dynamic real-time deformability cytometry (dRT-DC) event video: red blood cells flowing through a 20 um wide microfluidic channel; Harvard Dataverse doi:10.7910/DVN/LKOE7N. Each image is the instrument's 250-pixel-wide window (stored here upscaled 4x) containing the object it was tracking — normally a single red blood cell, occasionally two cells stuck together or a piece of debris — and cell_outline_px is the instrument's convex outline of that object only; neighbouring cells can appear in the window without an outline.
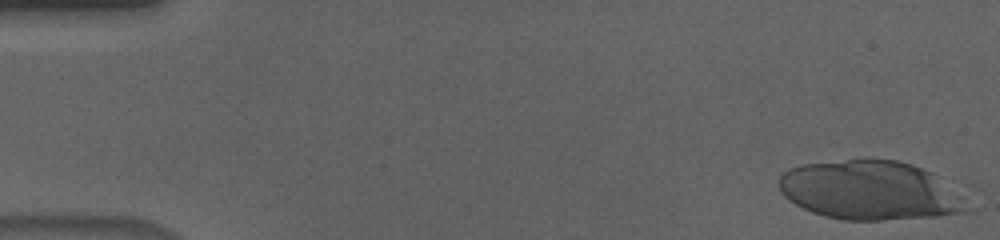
{"species": "human", "species_latin": "Homo sapiens", "temperature_condition": "cold", "stored_images_in_passage": 20, "camera_frame_rate_fps": 3000, "um_per_image_px": 0.085, "donor": {"sex": "male"}, "frame": {"image": 1, "passage_image": 1, "time_ms": 0.0, "image_size_px": [1000, 240], "cell_outline_px": [[964, 212], [936, 216], [880, 220], [844, 220], [824, 216], [812, 212], [788, 200], [780, 192], [780, 176], [788, 168], [804, 164], [864, 156], [896, 160], [912, 164], [932, 172]], "centroid_in_image_um": [73.7, 16.13], "position_along_channel_um": 11.3, "area_um2": 63.41}}